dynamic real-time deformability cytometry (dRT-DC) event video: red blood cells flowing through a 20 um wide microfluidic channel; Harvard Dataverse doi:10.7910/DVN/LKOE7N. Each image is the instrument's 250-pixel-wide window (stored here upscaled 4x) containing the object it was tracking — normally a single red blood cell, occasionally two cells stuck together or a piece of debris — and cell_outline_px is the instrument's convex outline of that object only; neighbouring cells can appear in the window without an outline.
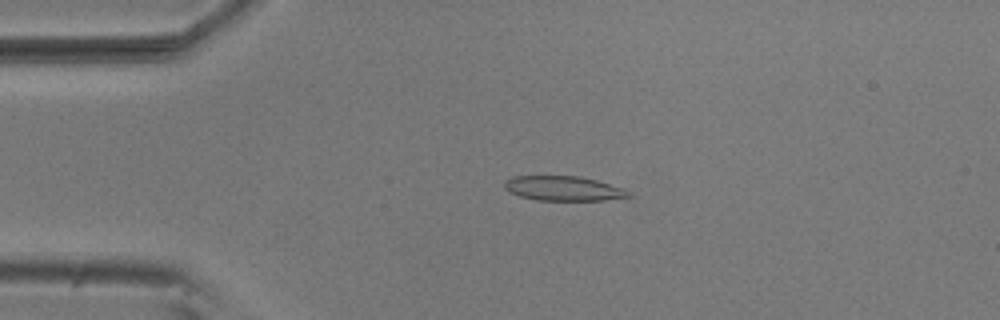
{"species": "common noctule bat (a hibernating species)", "species_latin": "Nyctalus noctula", "temperature_condition": "room temperature", "stored_images_in_passage": 46, "camera_frame_rate_fps": 3000, "um_per_image_px": 0.085, "animal": {"sex": "male", "body_mass_g": 20.5, "forearm_length_mm": 52.5}, "frame": {"image": 1, "passage_image": 4, "time_ms": 1.0, "image_size_px": [1000, 320], "cell_outline_px": [[632, 196], [604, 200], [536, 200], [520, 196], [508, 192], [504, 188], [504, 180], [512, 176], [580, 176], [596, 180], [624, 188]], "centroid_in_image_um": [47.84, 16.01], "position_along_channel_um": 37.2, "area_um2": 17.86}}
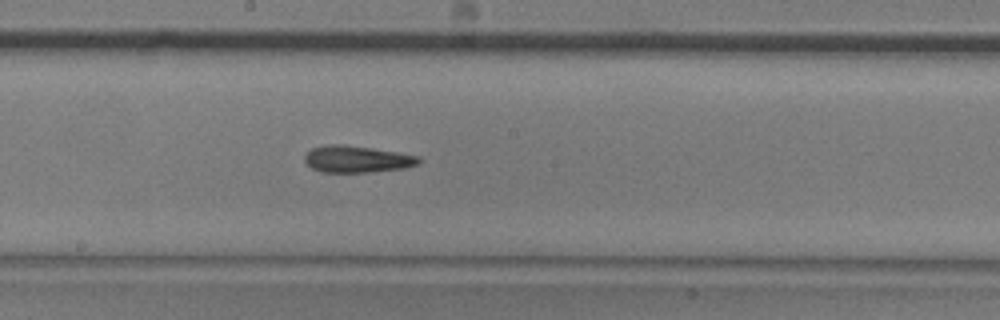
{"frame": {"image": 2, "passage_image": 21, "time_ms": 6.667, "image_size_px": [1000, 320], "cell_outline_px": [[420, 164], [404, 168], [368, 172], [320, 172], [312, 168], [304, 160], [304, 156], [312, 148], [332, 144], [344, 144], [372, 148], [420, 156]], "centroid_in_image_um": [30.35, 13.53], "position_along_channel_um": 217.9, "area_um2": 17.74}}
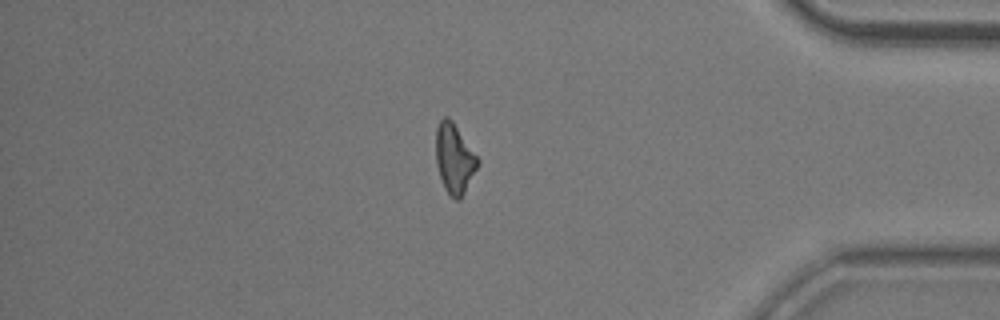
{"frame": {"image": 3, "passage_image": 38, "time_ms": 12.333, "image_size_px": [1000, 320], "cell_outline_px": [[480, 160], [460, 200], [456, 200], [444, 188], [436, 164], [436, 128], [440, 120], [444, 116], [448, 116], [452, 120]], "centroid_in_image_um": [38.6, 13.44], "position_along_channel_um": 396.6, "area_um2": 16.7}, "authors_computed_cell_mechanics": {"area_um2": 17.3111, "velocity_mm_per_s": 3.7258, "shape_relaxation_time_tau1_ms": 6.0968, "shape_relaxation_time_tau2_ms": 3.0203, "deformation_change_tau1": 0.1925, "deformation_change_tau2": 0.1341}}